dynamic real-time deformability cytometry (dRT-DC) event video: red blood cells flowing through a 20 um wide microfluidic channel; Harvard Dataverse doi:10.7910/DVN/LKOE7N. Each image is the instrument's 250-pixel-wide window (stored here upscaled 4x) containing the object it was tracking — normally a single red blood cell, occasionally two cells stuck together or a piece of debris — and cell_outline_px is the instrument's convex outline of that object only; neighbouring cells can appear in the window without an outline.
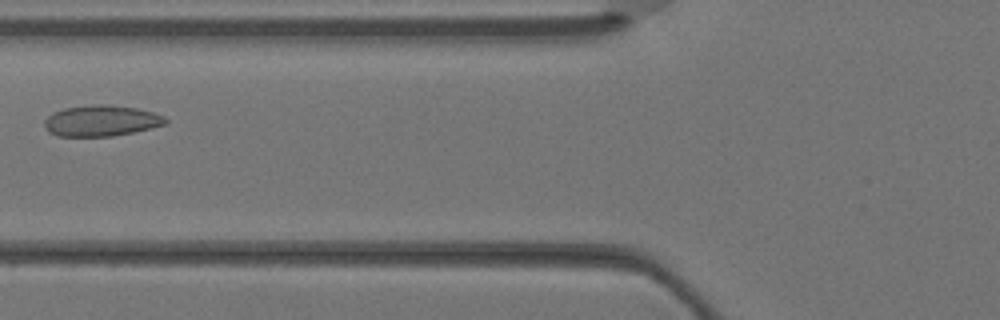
{"species": "Egyptian fruit bat (a non-hibernating species)", "species_latin": "Rousettus aegyptiacus", "temperature_condition": "warm", "stored_images_in_passage": 4, "camera_frame_rate_fps": 3000, "um_per_image_px": 0.085, "animal": {"sex": "female"}, "frame": {"image": 1, "passage_image": 4, "time_ms": 1.0, "image_size_px": [1000, 320], "cell_outline_px": [[168, 124], [132, 132], [112, 136], [56, 136], [48, 132], [44, 124], [44, 120], [52, 112], [64, 108], [92, 104], [108, 104], [136, 108], [152, 112], [164, 116], [168, 120]], "centroid_in_image_um": [8.59, 10.26], "position_along_channel_um": 117.2, "area_um2": 21.96}}